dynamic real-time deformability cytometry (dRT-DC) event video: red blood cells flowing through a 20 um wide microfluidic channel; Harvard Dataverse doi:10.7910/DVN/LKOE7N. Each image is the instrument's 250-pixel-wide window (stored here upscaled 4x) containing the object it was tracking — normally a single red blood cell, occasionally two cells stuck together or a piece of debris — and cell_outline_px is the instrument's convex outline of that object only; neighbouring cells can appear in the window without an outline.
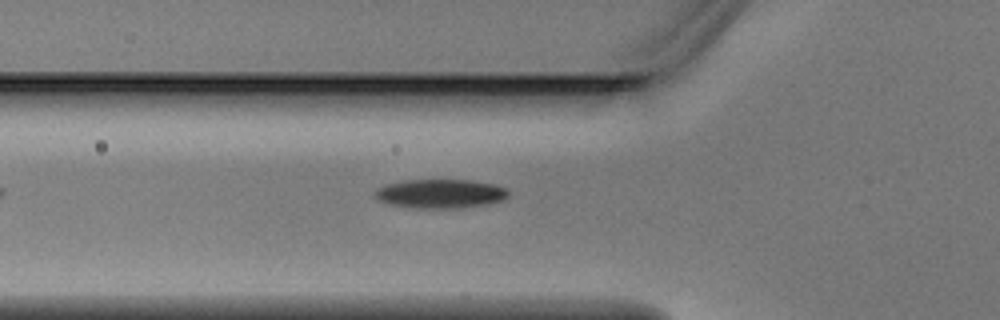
{"species": "Egyptian fruit bat (a non-hibernating species)", "species_latin": "Rousettus aegyptiacus", "temperature_condition": "warm", "stored_images_in_passage": 6, "camera_frame_rate_fps": 3000, "um_per_image_px": 0.085, "animal": {"sex": "male"}, "frame": {"image": 1, "passage_image": 6, "time_ms": 1.667, "image_size_px": [1000, 320], "cell_outline_px": [[508, 196], [504, 200], [488, 204], [464, 208], [416, 208], [388, 204], [376, 200], [372, 196], [376, 188], [388, 184], [408, 180], [468, 180], [492, 184], [508, 188]], "centroid_in_image_um": [37.41, 16.48], "position_along_channel_um": 88.4, "area_um2": 22.77}}